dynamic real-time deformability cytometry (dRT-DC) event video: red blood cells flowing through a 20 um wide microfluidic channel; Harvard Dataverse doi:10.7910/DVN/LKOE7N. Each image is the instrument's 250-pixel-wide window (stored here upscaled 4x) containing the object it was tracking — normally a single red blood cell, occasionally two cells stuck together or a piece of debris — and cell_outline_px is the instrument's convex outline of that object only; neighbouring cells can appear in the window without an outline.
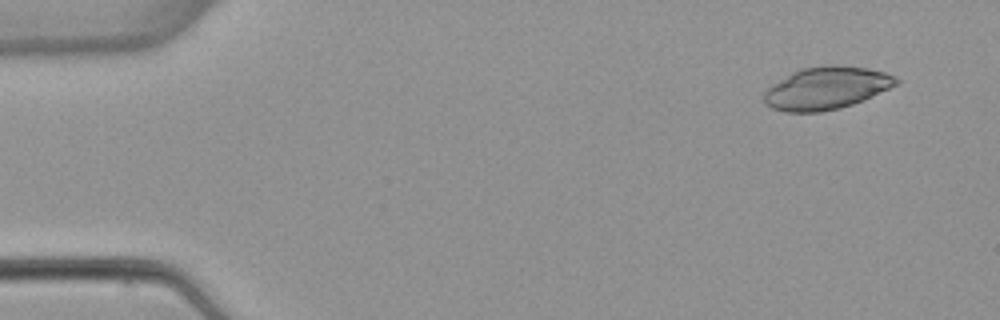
{"species": "common noctule bat (a hibernating species)", "species_latin": "Nyctalus noctula", "temperature_condition": "warm", "stored_images_in_passage": 4, "camera_frame_rate_fps": 3000, "um_per_image_px": 0.085, "animal": {"sex": "female", "body_mass_g": 22.7, "forearm_length_mm": 54.2}, "frame": {"image": 1, "passage_image": 1, "time_ms": 0.0, "image_size_px": [1000, 320], "cell_outline_px": [[900, 80], [896, 84], [864, 100], [840, 108], [820, 112], [784, 112], [772, 108], [764, 104], [764, 92], [772, 84], [792, 72], [800, 68], [828, 64], [840, 64], [868, 68], [884, 72], [896, 76]], "centroid_in_image_um": [70.22, 7.48], "position_along_channel_um": 14.8, "area_um2": 32.95}}